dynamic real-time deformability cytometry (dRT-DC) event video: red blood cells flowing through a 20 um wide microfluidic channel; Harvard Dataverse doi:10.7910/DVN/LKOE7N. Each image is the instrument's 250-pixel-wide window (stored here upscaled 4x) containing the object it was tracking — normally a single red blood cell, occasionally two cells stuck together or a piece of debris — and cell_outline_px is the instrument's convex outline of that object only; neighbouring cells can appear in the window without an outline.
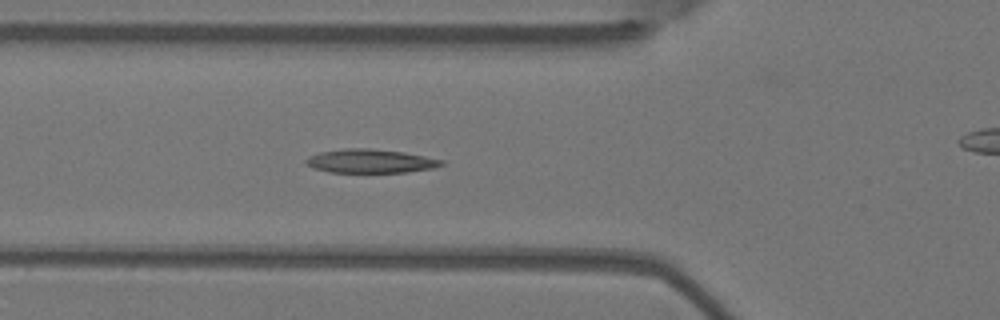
{"species": "Egyptian fruit bat (a non-hibernating species)", "species_latin": "Rousettus aegyptiacus", "temperature_condition": "warm", "stored_images_in_passage": 6, "camera_frame_rate_fps": 3000, "um_per_image_px": 0.085, "animal": {"sex": "female"}, "frame": {"image": 1, "passage_image": 5, "time_ms": 1.333, "image_size_px": [1000, 320], "cell_outline_px": [[444, 164], [432, 168], [408, 172], [328, 172], [312, 168], [304, 160], [308, 156], [320, 152], [344, 148], [368, 148], [404, 152], [444, 160]], "centroid_in_image_um": [31.46, 13.69], "position_along_channel_um": 94.3, "area_um2": 18.73}}